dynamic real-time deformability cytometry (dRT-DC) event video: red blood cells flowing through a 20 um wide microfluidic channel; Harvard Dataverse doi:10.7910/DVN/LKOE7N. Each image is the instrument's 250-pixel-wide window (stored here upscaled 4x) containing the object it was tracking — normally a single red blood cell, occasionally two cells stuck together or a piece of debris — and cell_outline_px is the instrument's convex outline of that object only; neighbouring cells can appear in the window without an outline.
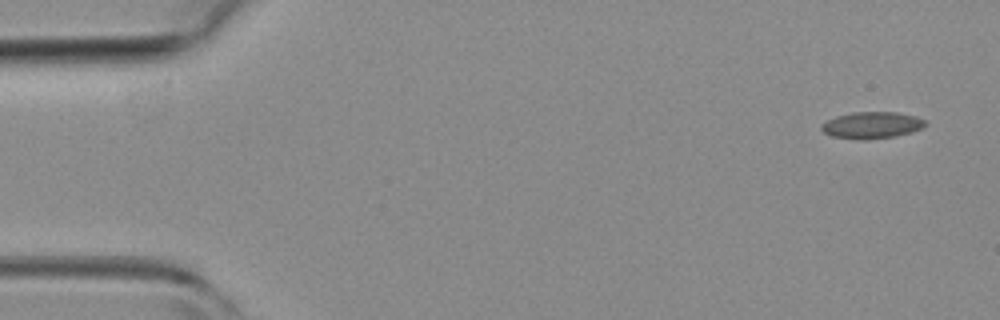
{"species": "common noctule bat (a hibernating species)", "species_latin": "Nyctalus noctula", "temperature_condition": "room temperature", "stored_images_in_passage": 2, "camera_frame_rate_fps": 3000, "um_per_image_px": 0.085, "animal": {"sex": "female", "body_mass_g": 19.3, "forearm_length_mm": 54.1}, "frame": {"image": 1, "passage_image": 1, "time_ms": 0.0, "image_size_px": [1000, 320], "cell_outline_px": [[928, 124], [912, 132], [896, 136], [868, 140], [860, 140], [832, 136], [824, 132], [820, 128], [820, 124], [836, 116], [852, 112], [896, 112], [916, 116], [924, 120]], "centroid_in_image_um": [74.09, 10.64], "position_along_channel_um": 10.9, "area_um2": 16.24}}